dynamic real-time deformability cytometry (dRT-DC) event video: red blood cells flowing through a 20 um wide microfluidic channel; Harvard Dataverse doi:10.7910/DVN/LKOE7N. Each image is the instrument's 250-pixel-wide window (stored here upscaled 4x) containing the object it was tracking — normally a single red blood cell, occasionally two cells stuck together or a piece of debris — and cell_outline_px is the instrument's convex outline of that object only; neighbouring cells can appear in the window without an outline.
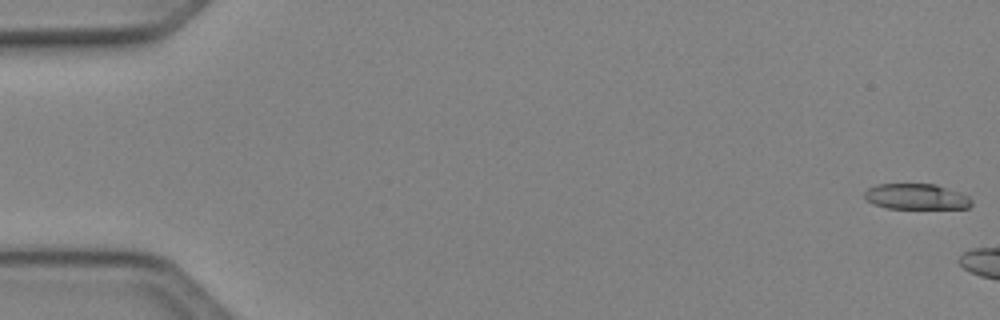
{"species": "Egyptian fruit bat (a non-hibernating species)", "species_latin": "Rousettus aegyptiacus", "temperature_condition": "cold", "stored_images_in_passage": 5, "camera_frame_rate_fps": 3000, "um_per_image_px": 0.085, "animal": {"sex": "female"}, "frame": {"image": 1, "passage_image": 1, "time_ms": 0.0, "image_size_px": [1000, 320], "cell_outline_px": [[972, 204], [968, 208], [888, 208], [872, 204], [864, 196], [864, 192], [868, 188], [876, 184], [936, 184], [968, 196], [972, 200]], "centroid_in_image_um": [77.86, 16.71], "position_along_channel_um": 7.1, "area_um2": 15.9}}